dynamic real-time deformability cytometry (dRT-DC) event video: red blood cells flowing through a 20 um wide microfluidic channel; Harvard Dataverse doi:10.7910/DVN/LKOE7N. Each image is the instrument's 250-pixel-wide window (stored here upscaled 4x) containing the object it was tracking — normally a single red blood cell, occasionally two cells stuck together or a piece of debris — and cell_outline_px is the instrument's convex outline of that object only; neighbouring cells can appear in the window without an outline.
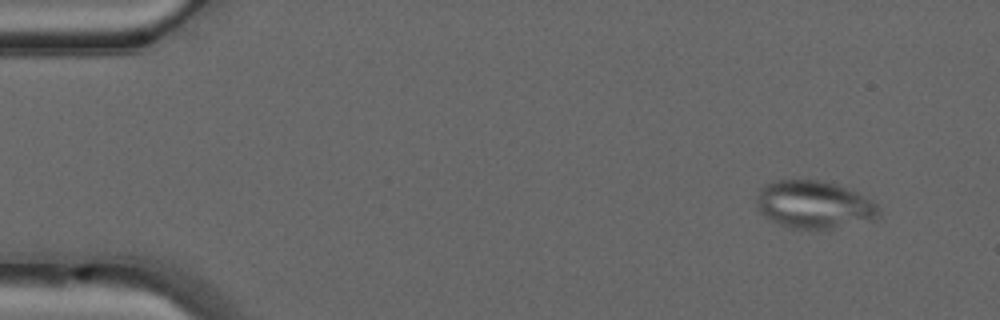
{"species": "common noctule bat (a hibernating species)", "species_latin": "Nyctalus noctula", "temperature_condition": "warm", "stored_images_in_passage": 49, "camera_frame_rate_fps": 3000, "um_per_image_px": 0.085, "animal": {"sex": "male", "forearm_length_mm": 52.5}, "frame": {"image": 1, "passage_image": 4, "time_ms": 1.0, "image_size_px": [1000, 320], "cell_outline_px": [[880, 216], [872, 220], [832, 228], [792, 228], [780, 224], [764, 216], [756, 208], [756, 200], [760, 188], [776, 180], [820, 180], [836, 184], [856, 192], [872, 200], [880, 208]], "centroid_in_image_um": [69.2, 17.39], "position_along_channel_um": 15.8, "area_um2": 33.76}}
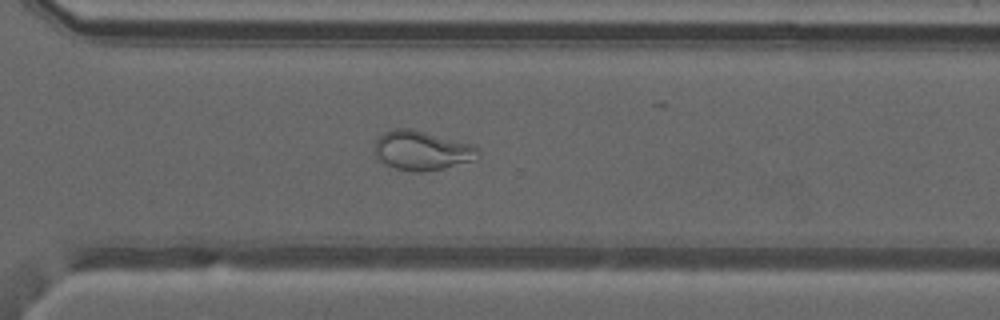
{"frame": {"image": 2, "passage_image": 35, "time_ms": 11.333, "image_size_px": [1000, 320], "cell_outline_px": [[480, 152], [476, 160], [444, 168], [424, 172], [412, 172], [396, 168], [376, 160], [376, 140], [384, 132], [392, 128], [412, 128], [468, 144], [480, 148]], "centroid_in_image_um": [35.85, 12.8], "position_along_channel_um": 334.7, "area_um2": 23.7}}
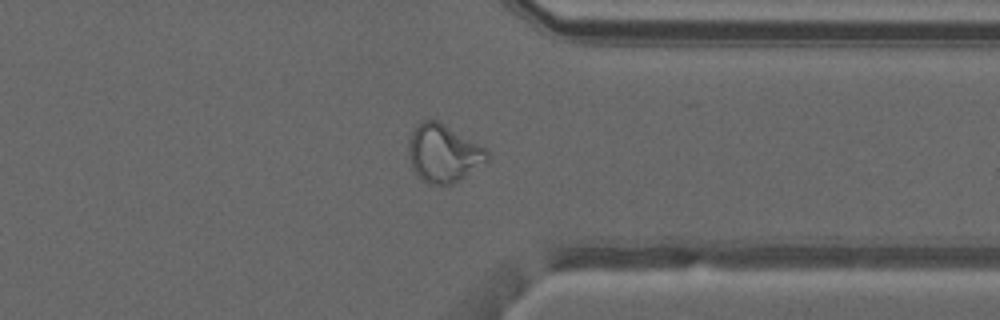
{"frame": {"image": 3, "passage_image": 38, "time_ms": 12.333, "image_size_px": [1000, 320], "cell_outline_px": [[488, 160], [464, 176], [448, 184], [428, 184], [412, 168], [408, 152], [408, 144], [412, 132], [420, 120], [436, 120], [444, 124], [484, 148], [488, 152]], "centroid_in_image_um": [37.65, 13.01], "position_along_channel_um": 373.8, "area_um2": 25.66}, "authors_computed_cell_mechanics": {"area_um2": 28.7266, "velocity_mm_per_s": 4.1543, "shape_relaxation_time_tau1_ms": null, "shape_relaxation_time_tau2_ms": 0.6456, "deformation_change_tau1": null, "deformation_change_tau2": 0.0631}}